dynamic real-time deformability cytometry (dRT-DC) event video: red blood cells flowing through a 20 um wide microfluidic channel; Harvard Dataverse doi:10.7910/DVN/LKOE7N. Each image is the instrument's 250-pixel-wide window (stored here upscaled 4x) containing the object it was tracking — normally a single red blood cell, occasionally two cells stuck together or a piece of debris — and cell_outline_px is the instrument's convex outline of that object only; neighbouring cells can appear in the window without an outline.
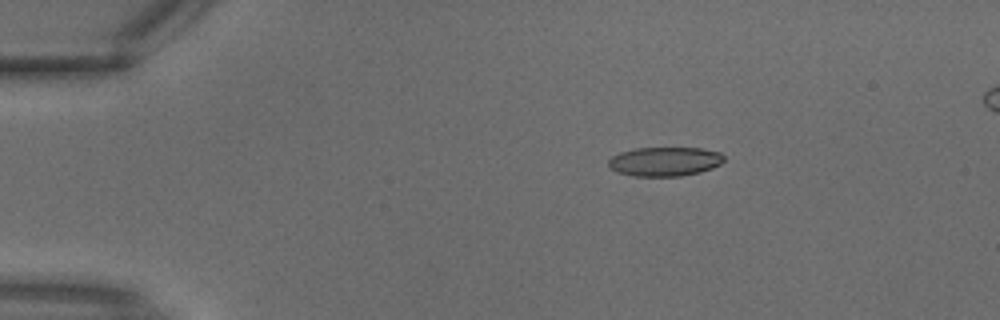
{"species": "common noctule bat (a hibernating species)", "species_latin": "Nyctalus noctula", "temperature_condition": "warm", "stored_images_in_passage": 3, "camera_frame_rate_fps": 3000, "um_per_image_px": 0.085, "animal": {"sex": "male", "body_mass_g": 18.8}, "frame": {"image": 1, "passage_image": 1, "time_ms": 0.0, "image_size_px": [1000, 320], "cell_outline_px": [[724, 160], [720, 164], [712, 168], [700, 172], [680, 176], [632, 176], [616, 172], [608, 168], [608, 160], [612, 156], [620, 152], [636, 148], [704, 148], [720, 152], [724, 156]], "centroid_in_image_um": [56.48, 13.73], "position_along_channel_um": 28.5, "area_um2": 19.83}}